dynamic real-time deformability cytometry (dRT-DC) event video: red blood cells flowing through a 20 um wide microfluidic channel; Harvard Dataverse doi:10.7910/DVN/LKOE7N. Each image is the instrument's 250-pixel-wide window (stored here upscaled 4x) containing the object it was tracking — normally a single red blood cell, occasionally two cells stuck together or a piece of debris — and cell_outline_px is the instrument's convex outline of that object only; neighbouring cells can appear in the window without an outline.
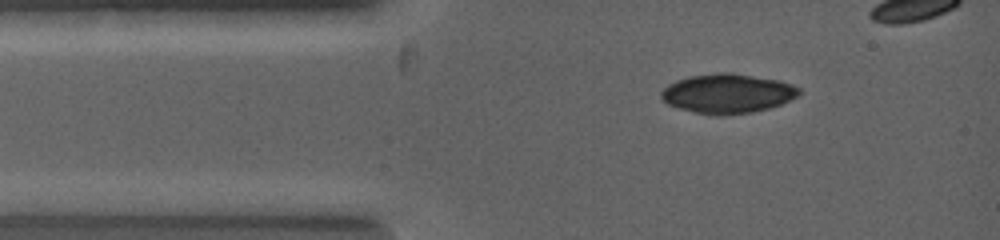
{"species": "common noctule bat (a hibernating species)", "species_latin": "Nyctalus noctula", "temperature_condition": "warm", "stored_images_in_passage": 4, "camera_frame_rate_fps": 5000, "um_per_image_px": 0.085, "animal": {"sex": "female", "body_mass_g": 19.0, "forearm_length_mm": 53.3}, "frame": {"image": 1, "passage_image": 2, "time_ms": 0.8, "image_size_px": [1000, 240], "cell_outline_px": [[800, 92], [796, 96], [780, 104], [768, 108], [752, 112], [720, 116], [716, 116], [696, 112], [680, 108], [668, 104], [660, 96], [660, 92], [668, 84], [676, 80], [688, 76], [720, 72], [732, 72], [780, 80], [792, 84], [800, 88]], "centroid_in_image_um": [61.82, 7.93], "position_along_channel_um": 23.2, "area_um2": 31.67}}